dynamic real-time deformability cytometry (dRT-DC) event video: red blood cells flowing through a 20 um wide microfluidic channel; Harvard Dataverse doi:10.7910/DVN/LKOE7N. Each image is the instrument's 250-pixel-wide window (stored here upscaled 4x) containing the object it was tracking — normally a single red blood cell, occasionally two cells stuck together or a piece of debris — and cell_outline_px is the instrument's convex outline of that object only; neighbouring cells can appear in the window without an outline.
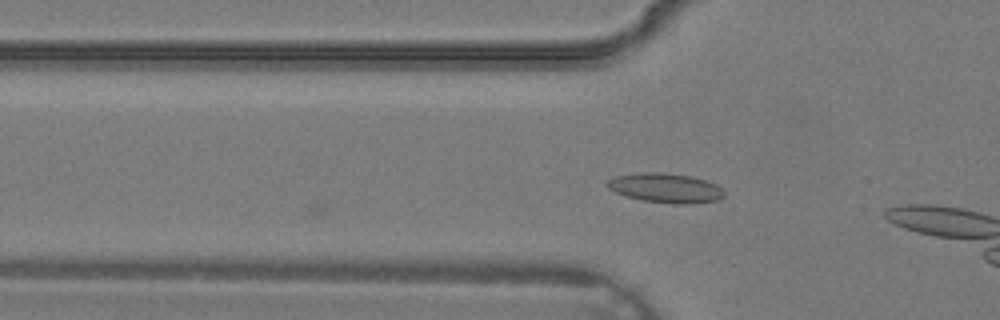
{"species": "common noctule bat (a hibernating species)", "species_latin": "Nyctalus noctula", "temperature_condition": "warm", "stored_images_in_passage": 3, "camera_frame_rate_fps": 3000, "um_per_image_px": 0.085, "animal": {"sex": "male", "body_mass_g": 19.2, "forearm_length_mm": 51.8}, "frame": {"image": 1, "passage_image": 2, "time_ms": 0.333, "image_size_px": [1000, 320], "cell_outline_px": [[724, 196], [720, 200], [692, 204], [672, 204], [644, 200], [628, 196], [616, 192], [608, 188], [608, 180], [616, 176], [636, 172], [660, 172], [692, 176], [716, 184], [724, 192]], "centroid_in_image_um": [56.61, 15.98], "position_along_channel_um": 69.2, "area_um2": 20.06}}